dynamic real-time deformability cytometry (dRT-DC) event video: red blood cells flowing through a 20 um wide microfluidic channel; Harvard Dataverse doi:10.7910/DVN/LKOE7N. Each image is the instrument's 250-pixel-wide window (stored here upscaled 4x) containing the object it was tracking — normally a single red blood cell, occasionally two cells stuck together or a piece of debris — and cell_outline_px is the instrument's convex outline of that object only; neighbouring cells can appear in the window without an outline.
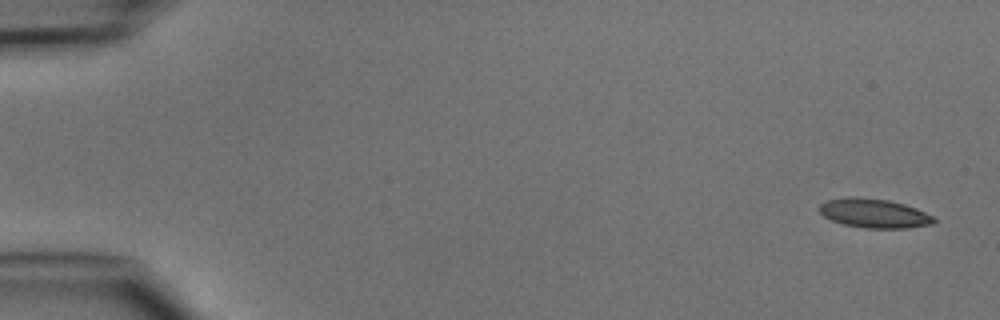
{"species": "common noctule bat (a hibernating species)", "species_latin": "Nyctalus noctula", "temperature_condition": "cold", "stored_images_in_passage": 5, "camera_frame_rate_fps": 3000, "um_per_image_px": 0.085, "animal": {"sex": "male", "body_mass_g": 15.6}, "frame": {"image": 1, "passage_image": 1, "time_ms": 0.0, "image_size_px": [1000, 320], "cell_outline_px": [[936, 220], [932, 224], [908, 228], [864, 228], [844, 224], [832, 220], [824, 216], [820, 212], [820, 204], [828, 200], [844, 196], [856, 196], [888, 200], [904, 204], [916, 208], [932, 216]], "centroid_in_image_um": [74.29, 18.12], "position_along_channel_um": 10.7, "area_um2": 19.42}}
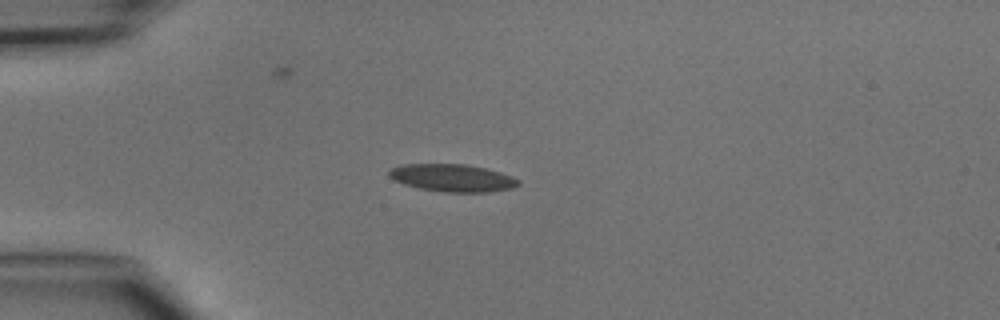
{"frame": {"image": 2, "passage_image": 4, "time_ms": 3.667, "image_size_px": [1000, 320], "cell_outline_px": [[520, 184], [512, 188], [488, 192], [444, 192], [420, 188], [404, 184], [388, 176], [388, 172], [392, 168], [400, 164], [464, 164], [484, 168], [500, 172], [512, 176], [520, 180]], "centroid_in_image_um": [38.47, 15.12], "position_along_channel_um": 46.5, "area_um2": 20.63}}